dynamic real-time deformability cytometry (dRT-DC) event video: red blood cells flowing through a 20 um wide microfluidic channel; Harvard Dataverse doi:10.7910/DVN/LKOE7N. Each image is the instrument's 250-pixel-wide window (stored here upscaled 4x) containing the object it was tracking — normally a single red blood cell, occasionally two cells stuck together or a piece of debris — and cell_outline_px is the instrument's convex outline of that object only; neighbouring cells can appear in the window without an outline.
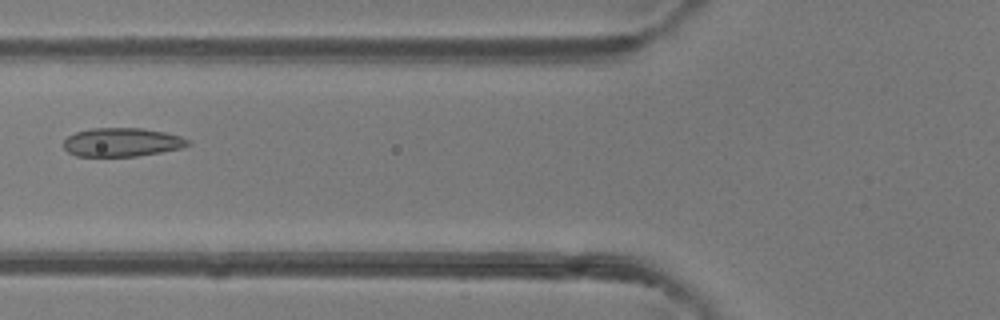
{"species": "common noctule bat (a hibernating species)", "species_latin": "Nyctalus noctula", "temperature_condition": "room temperature", "stored_images_in_passage": 5, "camera_frame_rate_fps": 3000, "um_per_image_px": 0.085, "animal": {"sex": "female"}, "frame": {"image": 1, "passage_image": 5, "time_ms": 4.667, "image_size_px": [1000, 320], "cell_outline_px": [[192, 144], [180, 148], [160, 152], [136, 156], [76, 156], [68, 152], [64, 148], [64, 140], [68, 136], [76, 132], [92, 128], [144, 128], [164, 132], [180, 136], [188, 140]], "centroid_in_image_um": [10.35, 12.08], "position_along_channel_um": 115.4, "area_um2": 20.69}}